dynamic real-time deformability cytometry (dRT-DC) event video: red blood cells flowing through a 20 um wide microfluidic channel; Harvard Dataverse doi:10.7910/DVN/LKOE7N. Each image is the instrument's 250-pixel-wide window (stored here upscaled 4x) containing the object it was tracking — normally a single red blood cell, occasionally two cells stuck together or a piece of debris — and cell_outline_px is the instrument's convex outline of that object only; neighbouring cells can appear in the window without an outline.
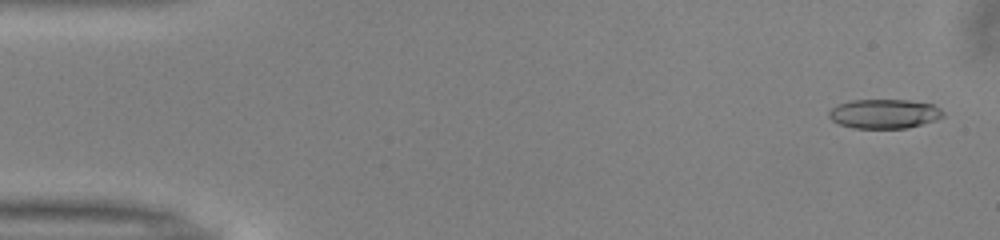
{"species": "common noctule bat (a hibernating species)", "species_latin": "Nyctalus noctula", "temperature_condition": "warm", "stored_images_in_passage": 50, "camera_frame_rate_fps": 3000, "um_per_image_px": 0.085, "animal": {"sex": "male", "body_mass_g": 13.0, "forearm_length_mm": 53.1}, "frame": {"image": 1, "passage_image": 2, "time_ms": 0.333, "image_size_px": [1000, 240], "cell_outline_px": [[944, 116], [936, 120], [908, 128], [852, 128], [840, 124], [832, 120], [828, 116], [828, 112], [832, 108], [840, 104], [852, 100], [908, 100], [932, 104], [940, 108], [944, 112]], "centroid_in_image_um": [75.18, 9.67], "position_along_channel_um": 9.8, "area_um2": 19.48}}
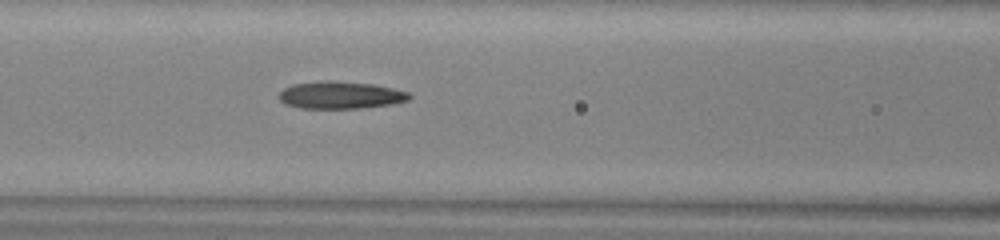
{"frame": {"image": 2, "passage_image": 21, "time_ms": 6.667, "image_size_px": [1000, 240], "cell_outline_px": [[412, 96], [408, 100], [392, 104], [360, 108], [300, 108], [284, 104], [280, 100], [280, 92], [284, 88], [292, 84], [320, 80], [332, 80], [372, 84], [392, 88], [408, 92]], "centroid_in_image_um": [28.92, 8.07], "position_along_channel_um": 137.7, "area_um2": 20.81}}
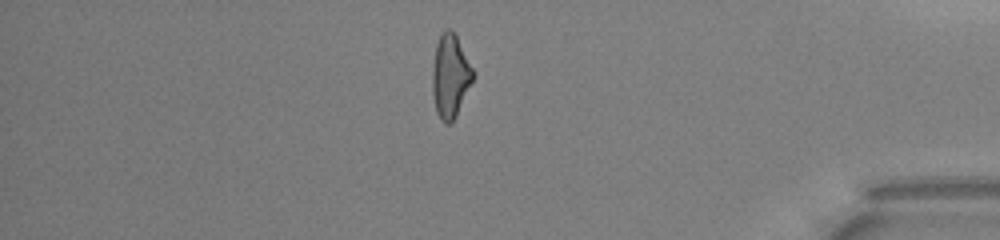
{"frame": {"image": 3, "passage_image": 43, "time_ms": 14.0, "image_size_px": [1000, 240], "cell_outline_px": [[476, 72], [456, 116], [452, 124], [444, 124], [440, 120], [436, 112], [432, 96], [432, 68], [436, 44], [440, 32], [444, 28], [452, 28]], "centroid_in_image_um": [38.26, 6.45], "position_along_channel_um": 396.9, "area_um2": 20.23}, "authors_computed_cell_mechanics": {"area_um2": 20.0855, "velocity_mm_per_s": 4.0548, "shape_relaxation_time_tau1_ms": 6.4445, "shape_relaxation_time_tau2_ms": 4.4259, "deformation_change_tau1": 0.2072, "deformation_change_tau2": 0.1767}}